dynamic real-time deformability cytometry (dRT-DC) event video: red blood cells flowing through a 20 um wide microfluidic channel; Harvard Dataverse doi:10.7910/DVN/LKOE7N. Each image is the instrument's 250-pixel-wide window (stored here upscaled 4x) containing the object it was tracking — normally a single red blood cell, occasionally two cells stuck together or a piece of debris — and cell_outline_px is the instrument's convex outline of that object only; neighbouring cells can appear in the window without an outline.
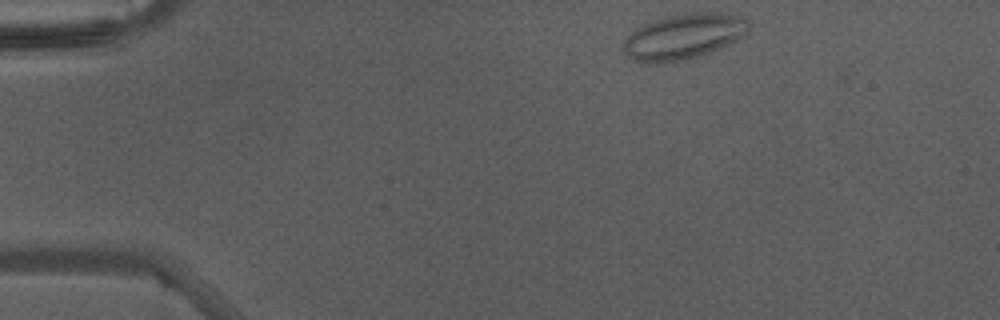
{"species": "Egyptian fruit bat (a non-hibernating species)", "species_latin": "Rousettus aegyptiacus", "temperature_condition": "warm", "stored_images_in_passage": 39, "camera_frame_rate_fps": 3000, "um_per_image_px": 0.085, "animal": {"sex": "male"}, "frame": {"image": 1, "passage_image": 1, "time_ms": 0.0, "image_size_px": [1000, 320], "cell_outline_px": [[748, 28], [736, 40], [712, 52], [684, 60], [660, 64], [644, 64], [632, 60], [624, 52], [624, 40], [640, 24], [652, 20], [684, 12], [720, 12], [740, 16], [748, 20]], "centroid_in_image_um": [58.05, 3.11], "position_along_channel_um": 27.0, "area_um2": 33.52}}
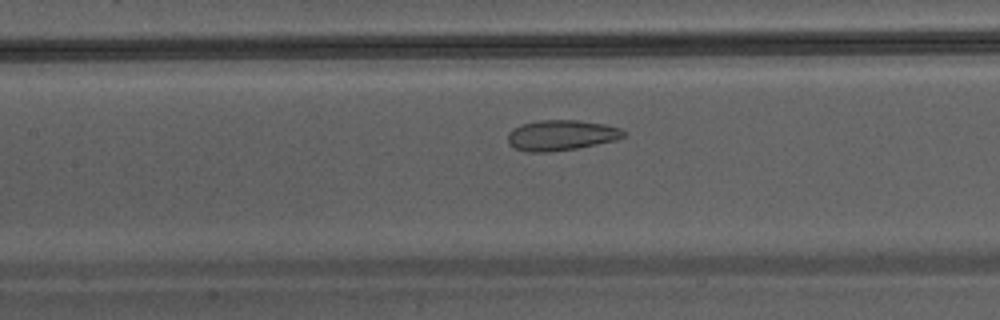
{"frame": {"image": 2, "passage_image": 15, "time_ms": 4.667, "image_size_px": [1000, 320], "cell_outline_px": [[624, 136], [612, 140], [596, 144], [576, 148], [548, 152], [528, 152], [516, 148], [508, 144], [508, 132], [524, 124], [540, 120], [576, 120], [604, 124], [620, 128], [624, 132]], "centroid_in_image_um": [47.67, 11.49], "position_along_channel_um": 159.7, "area_um2": 20.11}}
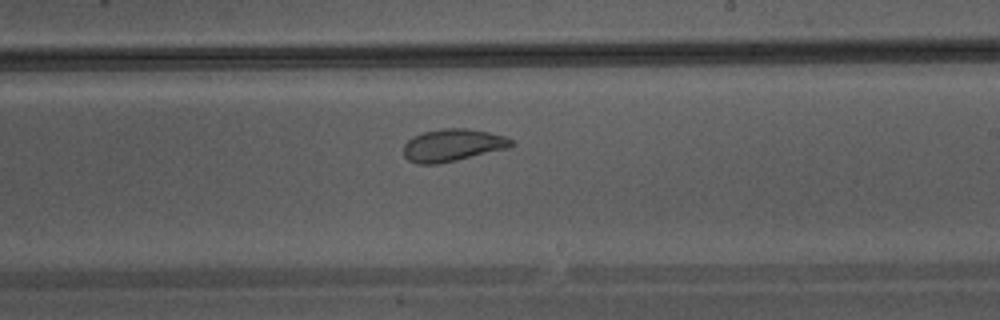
{"frame": {"image": 3, "passage_image": 21, "time_ms": 6.667, "image_size_px": [1000, 320], "cell_outline_px": [[516, 144], [508, 148], [456, 160], [436, 164], [416, 164], [408, 160], [404, 156], [404, 144], [412, 136], [424, 132], [444, 128], [468, 128], [488, 132], [504, 136], [512, 140]], "centroid_in_image_um": [38.46, 12.34], "position_along_channel_um": 250.5, "area_um2": 20.29}}